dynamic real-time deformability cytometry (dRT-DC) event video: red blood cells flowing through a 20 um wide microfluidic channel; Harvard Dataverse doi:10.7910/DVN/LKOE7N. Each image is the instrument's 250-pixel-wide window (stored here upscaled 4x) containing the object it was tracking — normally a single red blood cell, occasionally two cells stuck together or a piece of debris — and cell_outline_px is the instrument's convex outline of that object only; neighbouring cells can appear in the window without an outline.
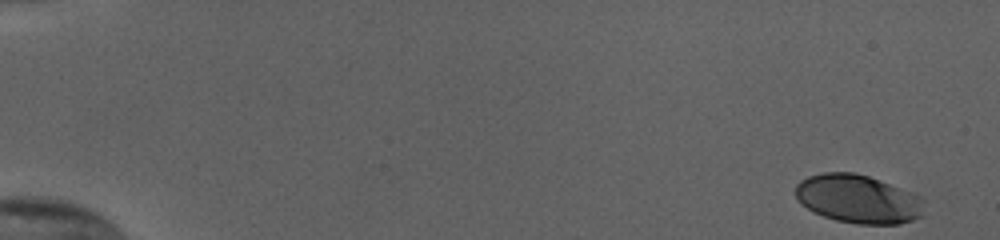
{"species": "human", "species_latin": "Homo sapiens", "temperature_condition": "cold", "stored_images_in_passage": 54, "camera_frame_rate_fps": 3000, "um_per_image_px": 0.085, "donor": {"sex": "female"}, "frame": {"image": 1, "passage_image": 1, "time_ms": 0.0, "image_size_px": [1000, 240], "cell_outline_px": [[924, 200], [920, 216], [912, 220], [900, 224], [856, 224], [836, 220], [824, 216], [800, 204], [796, 200], [796, 184], [800, 180], [808, 176], [824, 172], [856, 172], [868, 176], [920, 196]], "centroid_in_image_um": [72.9, 16.91], "position_along_channel_um": 12.1, "area_um2": 36.18}}
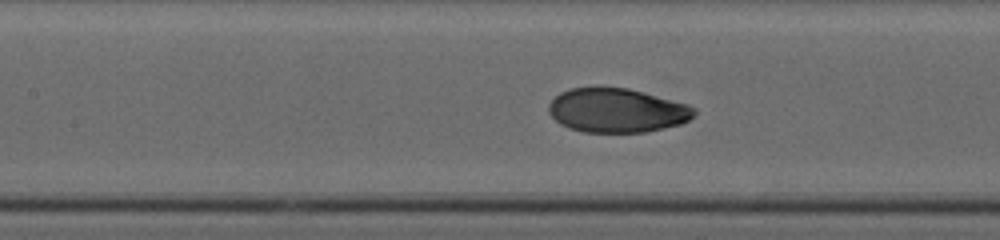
{"frame": {"image": 2, "passage_image": 26, "time_ms": 8.333, "image_size_px": [1000, 240], "cell_outline_px": [[696, 112], [688, 120], [680, 124], [648, 132], [584, 132], [568, 128], [560, 124], [548, 112], [548, 104], [560, 92], [572, 88], [628, 88], [688, 104], [696, 108]], "centroid_in_image_um": [52.43, 9.39], "position_along_channel_um": 155.0, "area_um2": 37.28}}
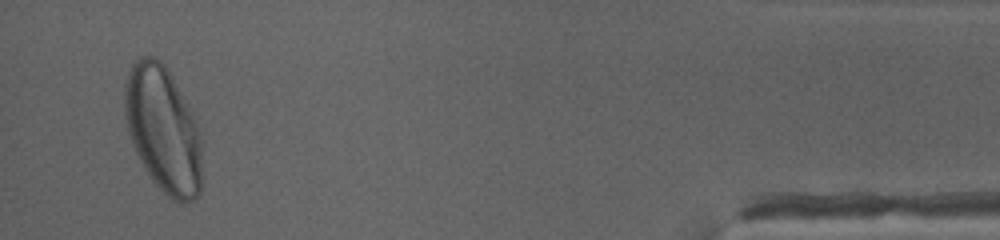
{"frame": {"image": 3, "passage_image": 52, "time_ms": 17.0, "image_size_px": [1000, 240], "cell_outline_px": [[204, 140], [200, 192], [192, 200], [180, 204], [172, 200], [152, 180], [140, 160], [132, 144], [128, 132], [124, 116], [124, 84], [128, 72], [132, 64], [140, 56], [156, 56], [168, 68], [188, 104], [192, 112]], "centroid_in_image_um": [13.89, 10.99], "position_along_channel_um": 421.3, "area_um2": 57.86}, "authors_computed_cell_mechanics": {"area_um2": 37.4544, "velocity_mm_per_s": 3.8141, "shape_relaxation_time_tau1_ms": 2.7835, "shape_relaxation_time_tau2_ms": 0.8741, "deformation_change_tau1": 0.1431, "deformation_change_tau2": 0.0426}}